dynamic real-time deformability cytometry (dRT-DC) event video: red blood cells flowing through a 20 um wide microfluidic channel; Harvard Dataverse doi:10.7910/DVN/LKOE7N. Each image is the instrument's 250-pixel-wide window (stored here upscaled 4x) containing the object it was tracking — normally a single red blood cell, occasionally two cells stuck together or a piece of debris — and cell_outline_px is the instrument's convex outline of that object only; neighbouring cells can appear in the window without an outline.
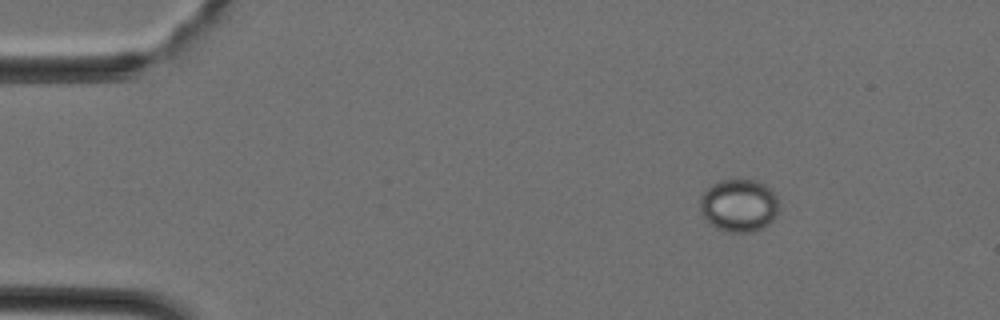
{"species": "Egyptian fruit bat (a non-hibernating species)", "species_latin": "Rousettus aegyptiacus", "temperature_condition": "cold", "stored_images_in_passage": 34, "camera_frame_rate_fps": 3000, "um_per_image_px": 0.085, "animal": {"sex": "female"}, "frame": {"image": 1, "passage_image": 1, "time_ms": 0.0, "image_size_px": [1000, 320], "cell_outline_px": [[780, 212], [768, 224], [752, 232], [724, 232], [708, 224], [700, 212], [700, 196], [712, 184], [720, 180], [756, 180], [772, 188], [780, 200]], "centroid_in_image_um": [62.83, 17.47], "position_along_channel_um": 22.2, "area_um2": 24.85}}
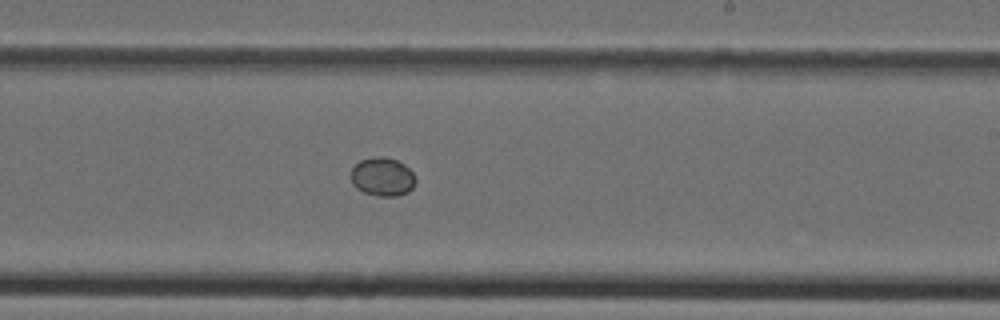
{"frame": {"image": 2, "passage_image": 19, "time_ms": 6.0, "image_size_px": [1000, 320], "cell_outline_px": [[416, 180], [412, 188], [408, 192], [396, 196], [376, 196], [364, 192], [356, 188], [352, 184], [348, 176], [352, 168], [360, 160], [376, 156], [388, 156], [404, 164], [412, 172]], "centroid_in_image_um": [32.47, 15.02], "position_along_channel_um": 256.5, "area_um2": 14.8}}
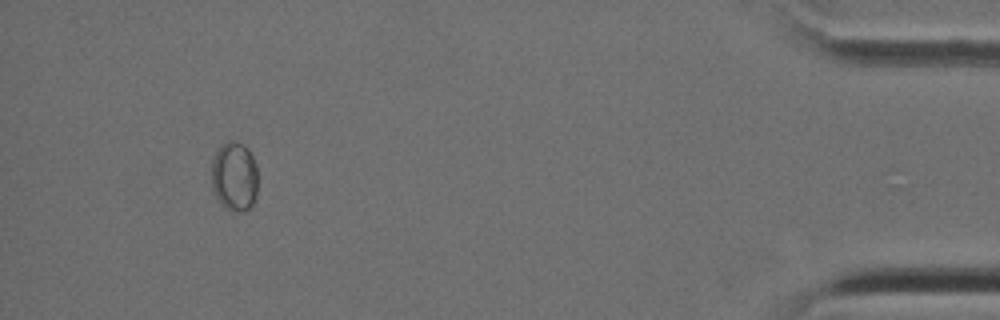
{"frame": {"image": 3, "passage_image": 32, "time_ms": 10.333, "image_size_px": [1000, 320], "cell_outline_px": [[256, 196], [252, 204], [244, 212], [232, 212], [224, 208], [216, 196], [212, 188], [212, 160], [220, 144], [228, 140], [236, 140], [244, 144], [248, 148], [256, 164]], "centroid_in_image_um": [19.91, 14.98], "position_along_channel_um": 415.3, "area_um2": 19.02}}